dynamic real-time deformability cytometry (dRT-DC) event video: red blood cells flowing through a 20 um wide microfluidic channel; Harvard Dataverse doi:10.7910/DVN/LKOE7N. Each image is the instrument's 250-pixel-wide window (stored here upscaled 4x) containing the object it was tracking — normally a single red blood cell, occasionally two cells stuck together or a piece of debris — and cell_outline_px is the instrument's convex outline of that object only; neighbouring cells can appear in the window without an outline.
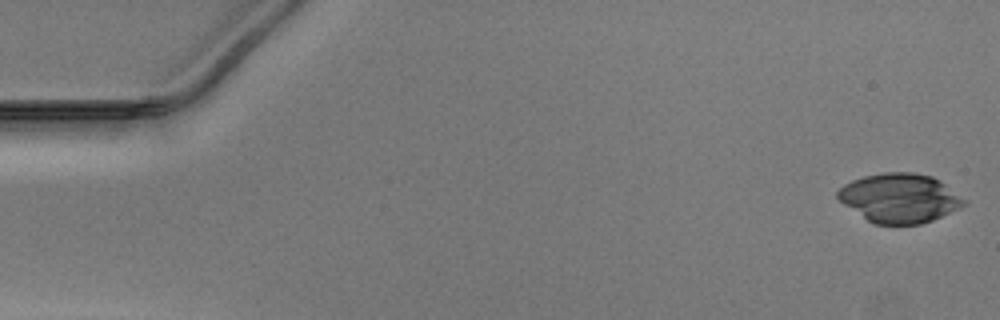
{"species": "Egyptian fruit bat (a non-hibernating species)", "species_latin": "Rousettus aegyptiacus", "temperature_condition": "warm", "stored_images_in_passage": 50, "camera_frame_rate_fps": 3000, "um_per_image_px": 0.085, "animal": {"sex": "male"}, "frame": {"image": 1, "passage_image": 1, "time_ms": 0.0, "image_size_px": [1000, 320], "cell_outline_px": [[964, 204], [932, 220], [920, 224], [872, 224], [844, 204], [836, 196], [836, 192], [844, 184], [852, 180], [864, 176], [884, 172], [912, 172], [932, 176], [944, 184], [964, 200]], "centroid_in_image_um": [76.39, 16.83], "position_along_channel_um": 8.6, "area_um2": 35.55}}